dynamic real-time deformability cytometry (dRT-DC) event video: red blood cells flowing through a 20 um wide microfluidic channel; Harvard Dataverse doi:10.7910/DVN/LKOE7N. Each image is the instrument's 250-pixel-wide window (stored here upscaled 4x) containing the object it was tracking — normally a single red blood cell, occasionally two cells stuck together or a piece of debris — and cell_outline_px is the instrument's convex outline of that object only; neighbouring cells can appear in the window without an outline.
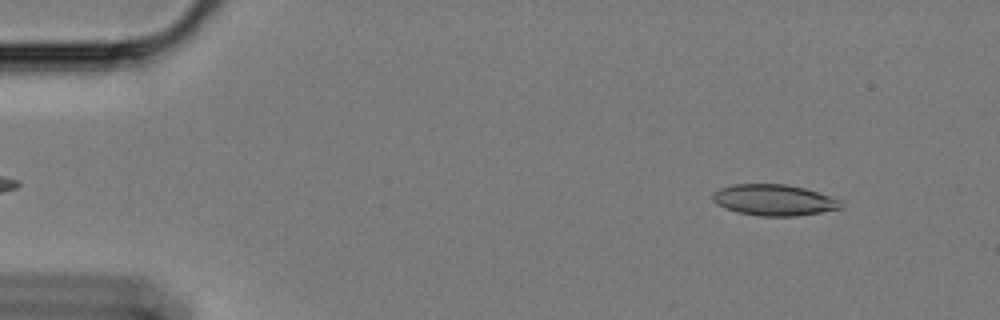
{"species": "Egyptian fruit bat (a non-hibernating species)", "species_latin": "Rousettus aegyptiacus", "temperature_condition": "cold", "stored_images_in_passage": 57, "camera_frame_rate_fps": 3000, "um_per_image_px": 0.085, "animal": {"sex": "female"}, "frame": {"image": 1, "passage_image": 4, "time_ms": 1.0, "image_size_px": [1000, 320], "cell_outline_px": [[844, 204], [840, 208], [820, 212], [796, 216], [760, 216], [736, 212], [724, 208], [716, 204], [712, 200], [712, 192], [720, 188], [736, 184], [788, 184], [804, 188], [840, 200]], "centroid_in_image_um": [65.74, 17.0], "position_along_channel_um": 19.3, "area_um2": 23.24}}
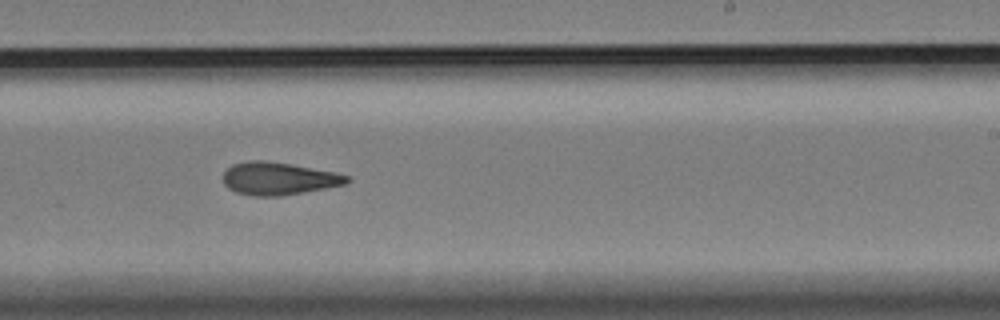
{"frame": {"image": 2, "passage_image": 34, "time_ms": 11.0, "image_size_px": [1000, 320], "cell_outline_px": [[352, 180], [348, 184], [280, 196], [256, 196], [236, 192], [228, 188], [224, 184], [224, 172], [232, 164], [248, 160], [264, 160], [292, 164], [336, 172], [348, 176]], "centroid_in_image_um": [23.7, 15.17], "position_along_channel_um": 265.3, "area_um2": 23.64}}
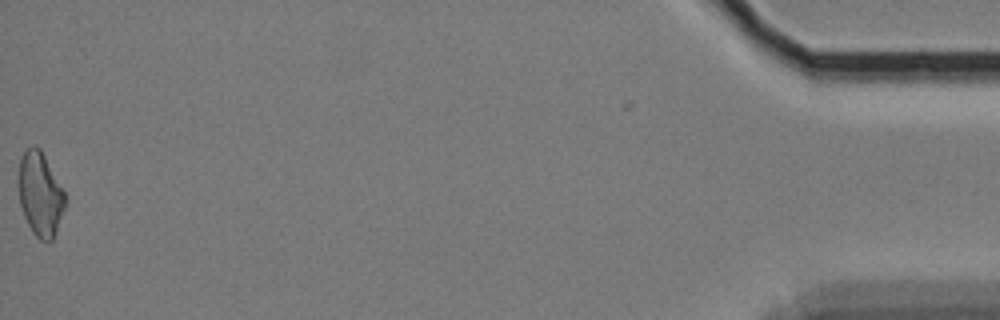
{"frame": {"image": 3, "passage_image": 57, "time_ms": 18.667, "image_size_px": [1000, 320], "cell_outline_px": [[64, 208], [52, 240], [40, 240], [32, 232], [24, 216], [20, 204], [20, 156], [32, 144], [40, 148], [64, 192]], "centroid_in_image_um": [3.4, 16.49], "position_along_channel_um": 431.8, "area_um2": 21.96}, "authors_computed_cell_mechanics": {"area_um2": 23.2934, "velocity_mm_per_s": 3.38, "shape_relaxation_time_tau1_ms": null, "shape_relaxation_time_tau2_ms": 4.6521, "deformation_change_tau1": null, "deformation_change_tau2": 0.1276}}